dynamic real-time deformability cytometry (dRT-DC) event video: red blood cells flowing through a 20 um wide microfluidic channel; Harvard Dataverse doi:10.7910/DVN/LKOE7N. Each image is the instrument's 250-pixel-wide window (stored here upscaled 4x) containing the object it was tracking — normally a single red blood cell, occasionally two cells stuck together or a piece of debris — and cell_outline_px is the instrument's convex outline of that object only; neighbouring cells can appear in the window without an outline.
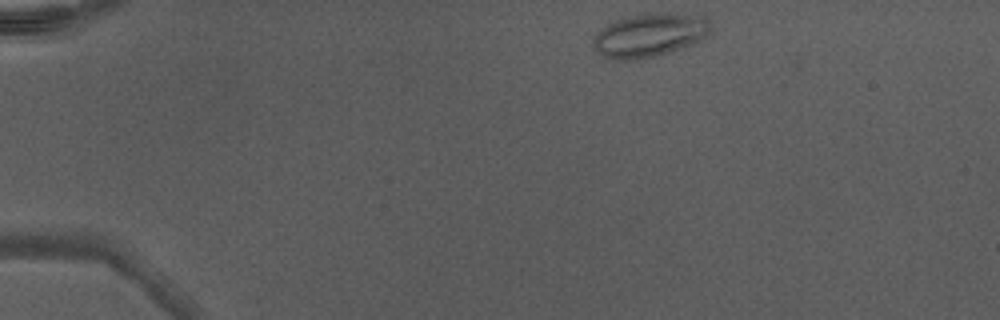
{"species": "Egyptian fruit bat (a non-hibernating species)", "species_latin": "Rousettus aegyptiacus", "temperature_condition": "warm", "stored_images_in_passage": 40, "camera_frame_rate_fps": 3000, "um_per_image_px": 0.085, "animal": {"sex": "male"}, "frame": {"image": 1, "passage_image": 1, "time_ms": 0.0, "image_size_px": [1000, 320], "cell_outline_px": [[708, 32], [700, 40], [680, 48], [668, 52], [652, 56], [628, 60], [612, 60], [600, 56], [592, 44], [592, 40], [600, 28], [616, 20], [632, 16], [660, 12], [668, 12], [704, 16], [708, 20]], "centroid_in_image_um": [55.14, 2.98], "position_along_channel_um": 29.9, "area_um2": 29.42}}
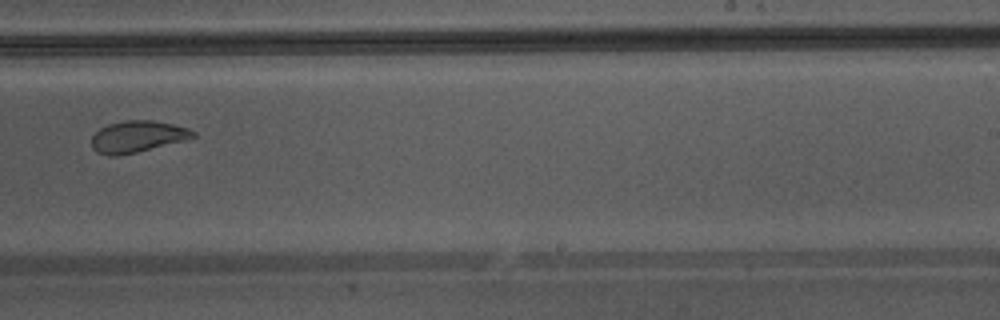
{"frame": {"image": 2, "passage_image": 24, "time_ms": 7.667, "image_size_px": [1000, 320], "cell_outline_px": [[196, 136], [188, 140], [136, 152], [116, 156], [112, 156], [96, 152], [92, 148], [92, 136], [100, 128], [108, 124], [124, 120], [152, 120], [172, 124], [188, 128], [196, 132]], "centroid_in_image_um": [11.7, 11.61], "position_along_channel_um": 277.3, "area_um2": 18.73}}
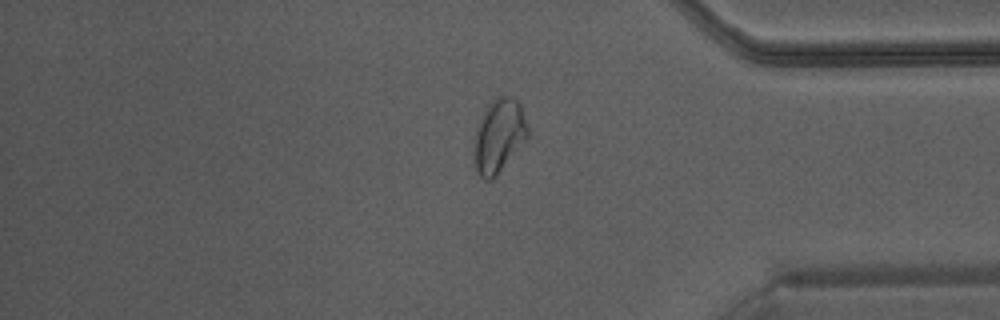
{"frame": {"image": 3, "passage_image": 33, "time_ms": 10.667, "image_size_px": [1000, 320], "cell_outline_px": [[528, 140], [496, 176], [492, 180], [484, 180], [480, 176], [476, 168], [476, 132], [480, 116], [492, 100], [500, 96], [508, 96], [516, 100], [520, 104], [528, 128]], "centroid_in_image_um": [42.45, 11.55], "position_along_channel_um": 392.7, "area_um2": 22.72}, "authors_computed_cell_mechanics": {"area_um2": 21.675, "velocity_mm_per_s": 4.3405, "shape_relaxation_time_tau1_ms": 9.2616, "shape_relaxation_time_tau2_ms": 1.0176, "deformation_change_tau1": 0.2163, "deformation_change_tau2": 0.0615}}